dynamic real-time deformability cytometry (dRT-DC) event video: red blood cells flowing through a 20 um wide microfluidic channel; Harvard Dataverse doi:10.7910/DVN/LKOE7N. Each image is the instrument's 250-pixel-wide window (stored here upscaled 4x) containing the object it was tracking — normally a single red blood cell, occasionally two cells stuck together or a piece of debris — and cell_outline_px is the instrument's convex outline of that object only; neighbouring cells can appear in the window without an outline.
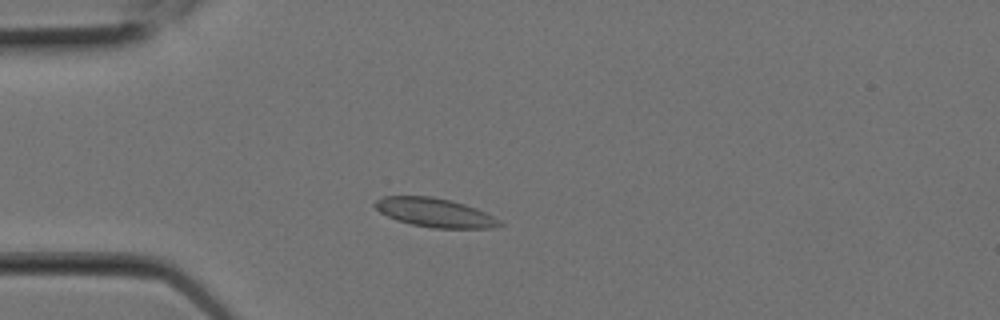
{"species": "Egyptian fruit bat (a non-hibernating species)", "species_latin": "Rousettus aegyptiacus", "temperature_condition": "room temperature", "stored_images_in_passage": 6, "camera_frame_rate_fps": 3000, "um_per_image_px": 0.085, "animal": {"sex": "female"}, "frame": {"image": 1, "passage_image": 4, "time_ms": 1.0, "image_size_px": [1000, 320], "cell_outline_px": [[504, 224], [496, 228], [432, 228], [412, 224], [396, 220], [380, 212], [372, 204], [376, 200], [384, 196], [432, 196], [452, 200], [476, 208], [500, 220]], "centroid_in_image_um": [36.96, 18.07], "position_along_channel_um": 48.0, "area_um2": 21.04}}
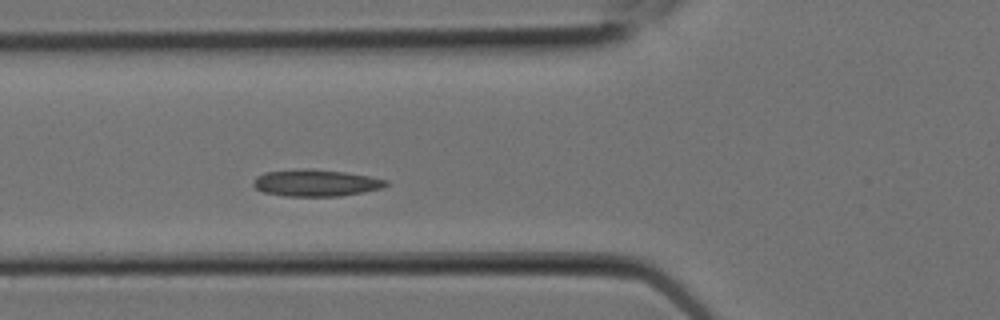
{"frame": {"image": 2, "passage_image": 6, "time_ms": 1.667, "image_size_px": [1000, 320], "cell_outline_px": [[388, 184], [384, 188], [364, 192], [340, 196], [284, 196], [264, 192], [256, 188], [252, 184], [252, 180], [256, 176], [264, 172], [296, 168], [312, 168], [344, 172], [368, 176], [388, 180]], "centroid_in_image_um": [26.82, 15.53], "position_along_channel_um": 99.0, "area_um2": 21.04}}